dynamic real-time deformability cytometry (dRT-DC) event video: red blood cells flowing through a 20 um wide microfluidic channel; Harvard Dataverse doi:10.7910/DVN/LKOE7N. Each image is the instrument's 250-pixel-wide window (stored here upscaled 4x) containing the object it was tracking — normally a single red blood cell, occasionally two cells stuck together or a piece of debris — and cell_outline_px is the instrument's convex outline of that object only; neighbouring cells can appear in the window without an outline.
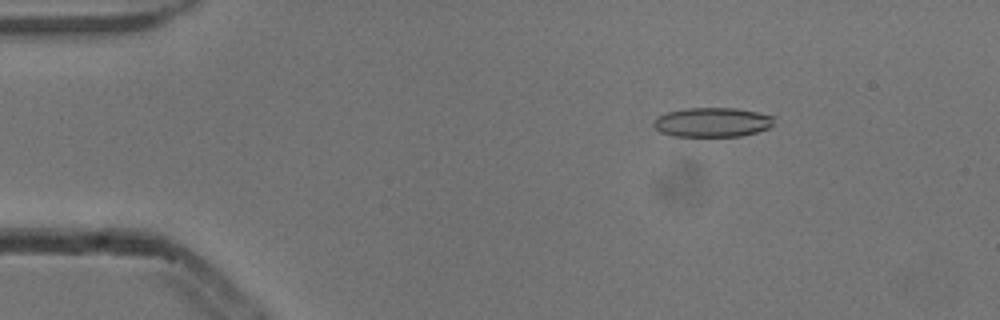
{"species": "common noctule bat (a hibernating species)", "species_latin": "Nyctalus noctula", "temperature_condition": "cold", "stored_images_in_passage": 6, "camera_frame_rate_fps": 3000, "um_per_image_px": 0.085, "animal": {"sex": "male", "body_mass_g": 13.3}, "frame": {"image": 1, "passage_image": 3, "time_ms": 0.667, "image_size_px": [1000, 320], "cell_outline_px": [[772, 124], [768, 128], [756, 132], [740, 136], [672, 136], [660, 132], [652, 124], [652, 120], [656, 116], [668, 112], [684, 108], [736, 108], [756, 112], [772, 116]], "centroid_in_image_um": [60.47, 10.39], "position_along_channel_um": 24.5, "area_um2": 20.58}}